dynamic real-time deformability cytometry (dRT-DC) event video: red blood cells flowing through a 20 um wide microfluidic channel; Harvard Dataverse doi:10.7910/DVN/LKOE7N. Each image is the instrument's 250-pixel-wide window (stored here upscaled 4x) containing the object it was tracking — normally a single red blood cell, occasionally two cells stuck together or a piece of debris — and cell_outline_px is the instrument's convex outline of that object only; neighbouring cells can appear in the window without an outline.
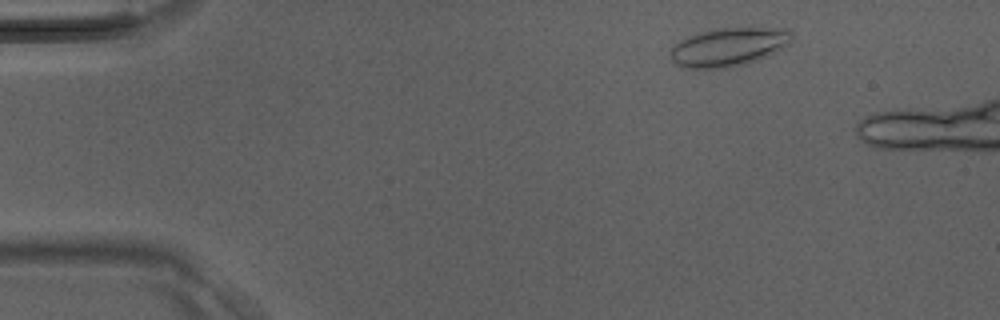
{"species": "Egyptian fruit bat (a non-hibernating species)", "species_latin": "Rousettus aegyptiacus", "temperature_condition": "room temperature", "stored_images_in_passage": 7, "camera_frame_rate_fps": 3000, "um_per_image_px": 0.085, "animal": {"sex": "male"}, "frame": {"image": 1, "passage_image": 3, "time_ms": 0.667, "image_size_px": [1000, 320], "cell_outline_px": [[792, 36], [788, 44], [784, 48], [768, 56], [744, 64], [724, 68], [684, 68], [676, 64], [668, 56], [672, 48], [680, 40], [688, 36], [700, 32], [716, 28], [784, 28], [792, 32]], "centroid_in_image_um": [61.92, 3.99], "position_along_channel_um": 23.1, "area_um2": 27.22}}